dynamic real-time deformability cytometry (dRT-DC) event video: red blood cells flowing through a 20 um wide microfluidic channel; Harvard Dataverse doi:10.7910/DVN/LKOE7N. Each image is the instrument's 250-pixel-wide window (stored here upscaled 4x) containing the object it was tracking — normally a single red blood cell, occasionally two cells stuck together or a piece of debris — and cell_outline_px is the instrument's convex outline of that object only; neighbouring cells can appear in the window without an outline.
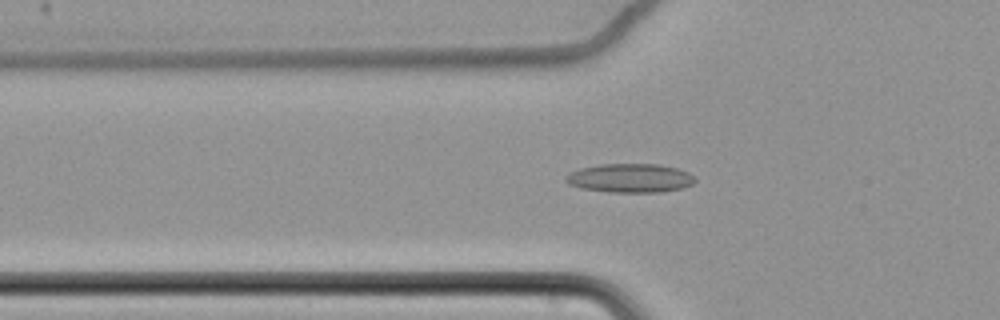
{"species": "common noctule bat (a hibernating species)", "species_latin": "Nyctalus noctula", "temperature_condition": "cold", "stored_images_in_passage": 59, "camera_frame_rate_fps": 3000, "um_per_image_px": 0.085, "animal": {"sex": "female", "body_mass_g": 22.7, "forearm_length_mm": 54.2}, "frame": {"image": 1, "passage_image": 25, "time_ms": 8.0, "image_size_px": [1000, 320], "cell_outline_px": [[696, 180], [692, 184], [684, 188], [660, 192], [608, 192], [580, 188], [568, 184], [564, 180], [564, 176], [568, 172], [580, 168], [600, 164], [660, 164], [676, 168], [688, 172]], "centroid_in_image_um": [53.51, 15.14], "position_along_channel_um": 72.3, "area_um2": 21.96}}
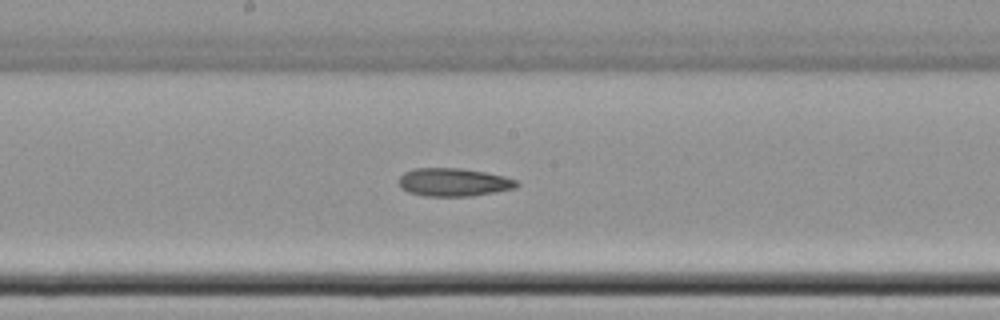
{"frame": {"image": 2, "passage_image": 37, "time_ms": 12.0, "image_size_px": [1000, 320], "cell_outline_px": [[520, 184], [516, 188], [496, 192], [472, 196], [424, 196], [408, 192], [400, 188], [400, 176], [404, 172], [412, 168], [460, 168], [484, 172], [504, 176], [516, 180]], "centroid_in_image_um": [38.56, 15.49], "position_along_channel_um": 209.6, "area_um2": 19.42}}
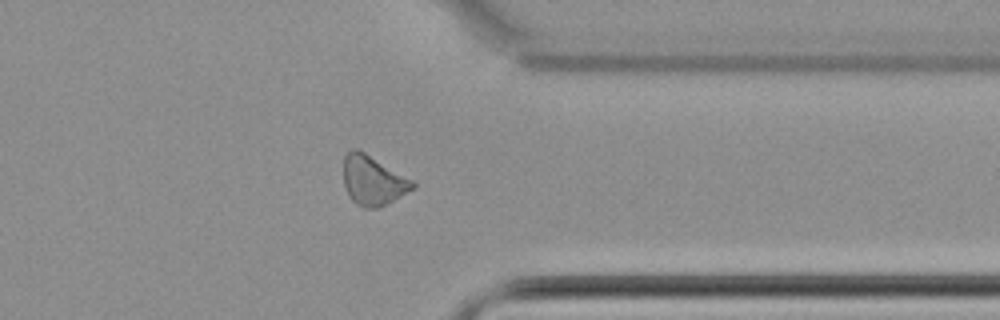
{"frame": {"image": 3, "passage_image": 52, "time_ms": 17.0, "image_size_px": [1000, 320], "cell_outline_px": [[416, 188], [376, 208], [364, 208], [356, 204], [348, 196], [344, 184], [344, 156], [352, 148], [356, 148], [364, 152], [412, 180], [416, 184]], "centroid_in_image_um": [31.68, 15.34], "position_along_channel_um": 379.7, "area_um2": 19.65}}